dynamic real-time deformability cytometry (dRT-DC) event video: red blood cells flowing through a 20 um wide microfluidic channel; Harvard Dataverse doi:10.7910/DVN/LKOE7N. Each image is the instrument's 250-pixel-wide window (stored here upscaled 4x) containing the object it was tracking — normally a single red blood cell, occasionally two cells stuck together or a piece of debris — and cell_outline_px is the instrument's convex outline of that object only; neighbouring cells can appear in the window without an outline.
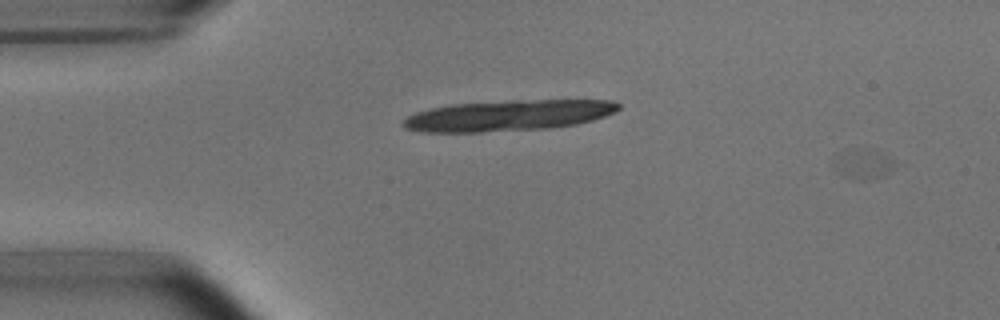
{"species": "common noctule bat (a hibernating species)", "species_latin": "Nyctalus noctula", "temperature_condition": "room temperature", "stored_images_in_passage": 9, "camera_frame_rate_fps": 3000, "um_per_image_px": 0.085, "animal": {"sex": "male", "body_mass_g": 15.6}, "frame": {"image": 1, "passage_image": 1, "time_ms": 0.0, "image_size_px": [1000, 320], "cell_outline_px": [[908, 164], [880, 176], [864, 180], [860, 180], [848, 176], [840, 172], [832, 160], [836, 152], [872, 152]], "centroid_in_image_um": [73.52, 13.99], "position_along_channel_um": 11.5, "area_um2": 10.12}}